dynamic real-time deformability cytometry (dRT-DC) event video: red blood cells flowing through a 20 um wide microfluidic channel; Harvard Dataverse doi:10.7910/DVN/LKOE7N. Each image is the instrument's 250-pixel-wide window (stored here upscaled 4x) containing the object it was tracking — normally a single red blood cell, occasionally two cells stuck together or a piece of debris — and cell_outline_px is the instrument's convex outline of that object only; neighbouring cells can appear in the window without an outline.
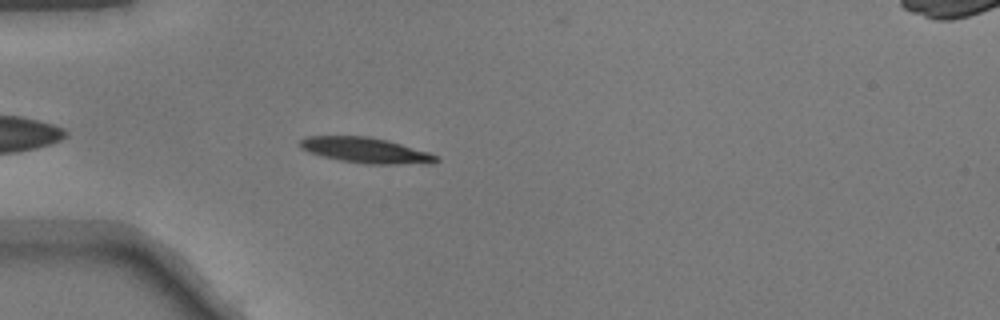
{"species": "common noctule bat (a hibernating species)", "species_latin": "Nyctalus noctula", "temperature_condition": "warm", "stored_images_in_passage": 40, "camera_frame_rate_fps": 3000, "um_per_image_px": 0.085, "animal": {"sex": "male", "body_mass_g": 17.9}, "frame": {"image": 1, "passage_image": 5, "time_ms": 1.333, "image_size_px": [1000, 320], "cell_outline_px": [[440, 160], [432, 164], [364, 164], [340, 160], [308, 152], [300, 148], [300, 140], [308, 136], [368, 136], [388, 140], [428, 152], [440, 156]], "centroid_in_image_um": [31.14, 12.78], "position_along_channel_um": 53.9, "area_um2": 20.35}}
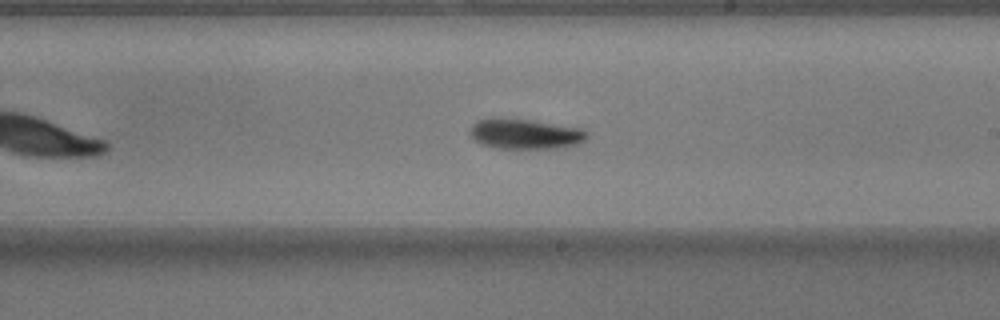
{"frame": {"image": 2, "passage_image": 20, "time_ms": 6.333, "image_size_px": [1000, 320], "cell_outline_px": [[588, 136], [584, 140], [576, 144], [564, 148], [496, 148], [480, 144], [468, 132], [472, 124], [476, 120], [496, 116], [532, 120], [584, 128], [588, 132]], "centroid_in_image_um": [44.62, 11.36], "position_along_channel_um": 244.4, "area_um2": 21.1}}
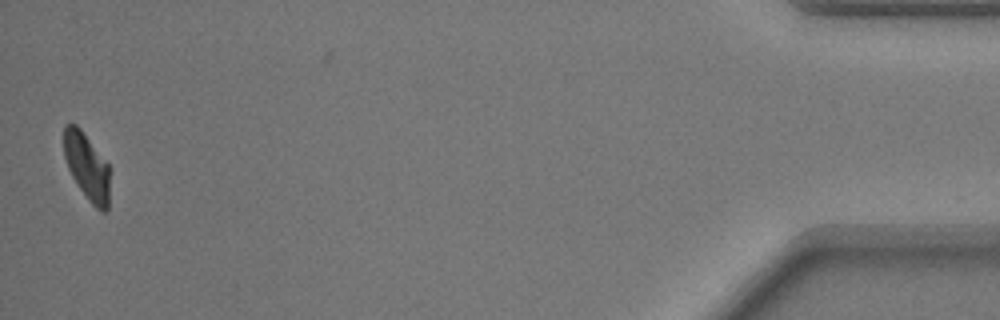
{"frame": {"image": 3, "passage_image": 40, "time_ms": 13.0, "image_size_px": [1000, 320], "cell_outline_px": [[108, 212], [100, 212], [92, 204], [80, 188], [72, 176], [68, 168], [64, 156], [64, 124], [76, 124], [80, 128], [108, 164]], "centroid_in_image_um": [7.37, 14.16], "position_along_channel_um": 427.8, "area_um2": 17.51}}